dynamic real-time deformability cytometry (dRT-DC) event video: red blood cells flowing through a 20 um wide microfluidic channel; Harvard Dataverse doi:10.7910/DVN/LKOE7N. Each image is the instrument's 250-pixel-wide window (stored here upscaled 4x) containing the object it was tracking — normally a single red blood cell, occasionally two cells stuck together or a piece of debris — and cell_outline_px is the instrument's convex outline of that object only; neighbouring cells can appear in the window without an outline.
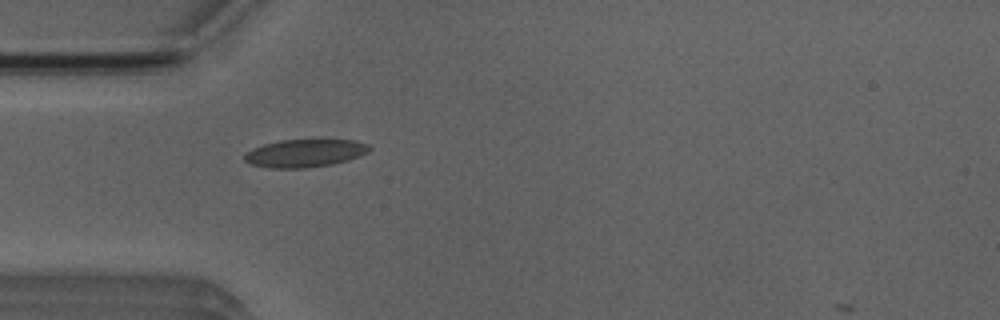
{"species": "Egyptian fruit bat (a non-hibernating species)", "species_latin": "Rousettus aegyptiacus", "temperature_condition": "room temperature", "stored_images_in_passage": 3, "camera_frame_rate_fps": 3000, "um_per_image_px": 0.085, "animal": {"sex": "male"}, "frame": {"image": 1, "passage_image": 3, "time_ms": 2.0, "image_size_px": [1000, 320], "cell_outline_px": [[372, 148], [368, 152], [348, 160], [332, 164], [304, 168], [268, 168], [252, 164], [244, 160], [244, 156], [252, 148], [264, 144], [280, 140], [356, 140], [368, 144]], "centroid_in_image_um": [25.93, 13.02], "position_along_channel_um": 59.1, "area_um2": 20.17}}